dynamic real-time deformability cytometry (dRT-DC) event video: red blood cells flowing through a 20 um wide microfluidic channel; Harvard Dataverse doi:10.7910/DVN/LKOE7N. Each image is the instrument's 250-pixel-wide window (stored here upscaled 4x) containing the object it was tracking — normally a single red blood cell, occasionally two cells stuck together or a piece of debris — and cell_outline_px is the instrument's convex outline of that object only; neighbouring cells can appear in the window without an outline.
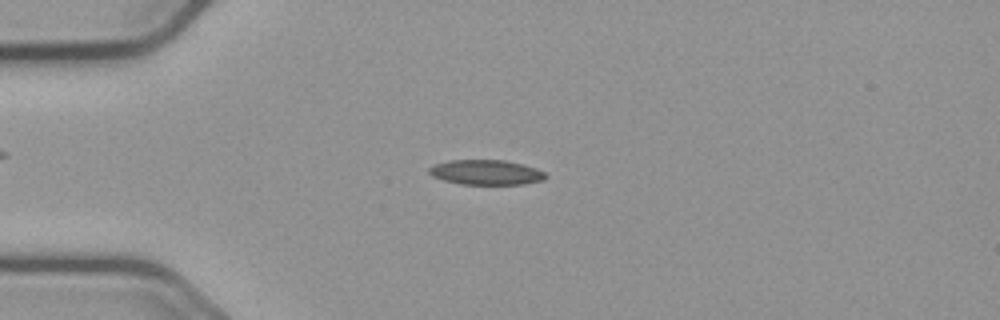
{"species": "common noctule bat (a hibernating species)", "species_latin": "Nyctalus noctula", "temperature_condition": "cold", "stored_images_in_passage": 57, "camera_frame_rate_fps": 3000, "um_per_image_px": 0.085, "animal": {"sex": "male", "body_mass_g": 23.1, "forearm_length_mm": 52.7}, "frame": {"image": 1, "passage_image": 15, "time_ms": 4.667, "image_size_px": [1000, 320], "cell_outline_px": [[548, 176], [544, 180], [524, 184], [460, 184], [444, 180], [432, 176], [428, 172], [428, 168], [432, 164], [448, 160], [504, 160], [524, 164], [536, 168], [544, 172]], "centroid_in_image_um": [41.31, 14.64], "position_along_channel_um": 43.7, "area_um2": 17.11}}
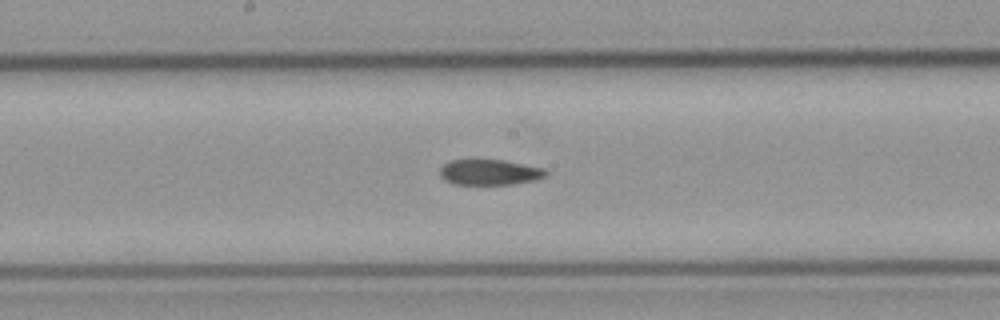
{"frame": {"image": 2, "passage_image": 30, "time_ms": 9.667, "image_size_px": [1000, 320], "cell_outline_px": [[548, 176], [536, 180], [512, 184], [452, 184], [444, 180], [440, 176], [440, 168], [448, 160], [504, 160], [544, 168], [548, 172]], "centroid_in_image_um": [41.63, 14.64], "position_along_channel_um": 206.6, "area_um2": 15.9}}
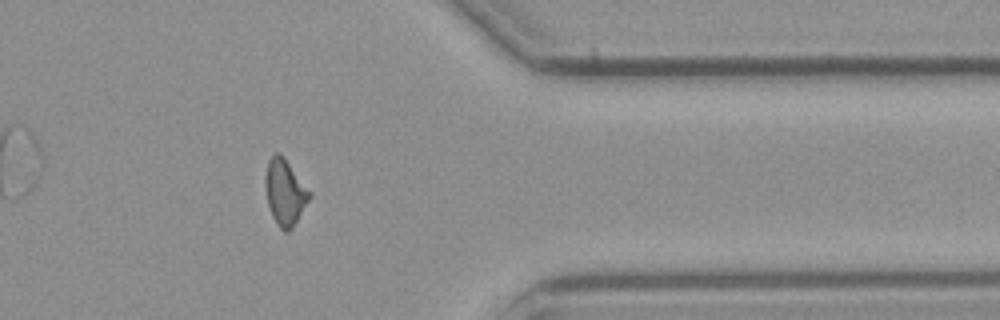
{"frame": {"image": 3, "passage_image": 46, "time_ms": 15.0, "image_size_px": [1000, 320], "cell_outline_px": [[312, 196], [292, 228], [288, 232], [284, 232], [276, 224], [272, 216], [268, 204], [264, 184], [264, 180], [268, 160], [276, 152], [280, 152], [284, 156], [312, 192]], "centroid_in_image_um": [24.23, 16.32], "position_along_channel_um": 387.2, "area_um2": 17.22}, "authors_computed_cell_mechanics": {"area_um2": 16.5308, "velocity_mm_per_s": 3.6782, "shape_relaxation_time_tau1_ms": null, "shape_relaxation_time_tau2_ms": 4.6504, "deformation_change_tau1": null, "deformation_change_tau2": 0.1021}}